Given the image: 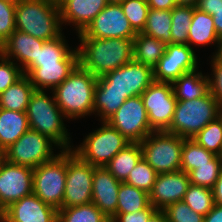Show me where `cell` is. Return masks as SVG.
I'll return each mask as SVG.
<instances>
[{
    "mask_svg": "<svg viewBox=\"0 0 222 222\" xmlns=\"http://www.w3.org/2000/svg\"><path fill=\"white\" fill-rule=\"evenodd\" d=\"M58 145L45 135L29 129L15 143L5 149V160L16 165L36 168L42 163L53 160L54 147Z\"/></svg>",
    "mask_w": 222,
    "mask_h": 222,
    "instance_id": "10",
    "label": "cell"
},
{
    "mask_svg": "<svg viewBox=\"0 0 222 222\" xmlns=\"http://www.w3.org/2000/svg\"><path fill=\"white\" fill-rule=\"evenodd\" d=\"M158 173L142 157L136 166L130 171L125 183L150 193L156 181Z\"/></svg>",
    "mask_w": 222,
    "mask_h": 222,
    "instance_id": "39",
    "label": "cell"
},
{
    "mask_svg": "<svg viewBox=\"0 0 222 222\" xmlns=\"http://www.w3.org/2000/svg\"><path fill=\"white\" fill-rule=\"evenodd\" d=\"M79 39V64L97 78L133 60V39Z\"/></svg>",
    "mask_w": 222,
    "mask_h": 222,
    "instance_id": "1",
    "label": "cell"
},
{
    "mask_svg": "<svg viewBox=\"0 0 222 222\" xmlns=\"http://www.w3.org/2000/svg\"><path fill=\"white\" fill-rule=\"evenodd\" d=\"M191 139L207 151L222 156V114L209 122Z\"/></svg>",
    "mask_w": 222,
    "mask_h": 222,
    "instance_id": "35",
    "label": "cell"
},
{
    "mask_svg": "<svg viewBox=\"0 0 222 222\" xmlns=\"http://www.w3.org/2000/svg\"><path fill=\"white\" fill-rule=\"evenodd\" d=\"M23 75L20 65L0 53V94Z\"/></svg>",
    "mask_w": 222,
    "mask_h": 222,
    "instance_id": "43",
    "label": "cell"
},
{
    "mask_svg": "<svg viewBox=\"0 0 222 222\" xmlns=\"http://www.w3.org/2000/svg\"><path fill=\"white\" fill-rule=\"evenodd\" d=\"M218 37L222 40V4L214 11L212 16Z\"/></svg>",
    "mask_w": 222,
    "mask_h": 222,
    "instance_id": "49",
    "label": "cell"
},
{
    "mask_svg": "<svg viewBox=\"0 0 222 222\" xmlns=\"http://www.w3.org/2000/svg\"><path fill=\"white\" fill-rule=\"evenodd\" d=\"M79 62H57V64H35L27 75L35 90H53L75 69Z\"/></svg>",
    "mask_w": 222,
    "mask_h": 222,
    "instance_id": "22",
    "label": "cell"
},
{
    "mask_svg": "<svg viewBox=\"0 0 222 222\" xmlns=\"http://www.w3.org/2000/svg\"><path fill=\"white\" fill-rule=\"evenodd\" d=\"M163 212L168 222H204V216L192 210L183 200L168 205Z\"/></svg>",
    "mask_w": 222,
    "mask_h": 222,
    "instance_id": "41",
    "label": "cell"
},
{
    "mask_svg": "<svg viewBox=\"0 0 222 222\" xmlns=\"http://www.w3.org/2000/svg\"><path fill=\"white\" fill-rule=\"evenodd\" d=\"M148 222H168L163 210H157L148 220Z\"/></svg>",
    "mask_w": 222,
    "mask_h": 222,
    "instance_id": "51",
    "label": "cell"
},
{
    "mask_svg": "<svg viewBox=\"0 0 222 222\" xmlns=\"http://www.w3.org/2000/svg\"><path fill=\"white\" fill-rule=\"evenodd\" d=\"M49 1L53 2V3H56L58 5H60L63 2V0H49Z\"/></svg>",
    "mask_w": 222,
    "mask_h": 222,
    "instance_id": "56",
    "label": "cell"
},
{
    "mask_svg": "<svg viewBox=\"0 0 222 222\" xmlns=\"http://www.w3.org/2000/svg\"><path fill=\"white\" fill-rule=\"evenodd\" d=\"M198 56L185 44H168L162 58L153 68L156 82L172 83L181 75L197 70Z\"/></svg>",
    "mask_w": 222,
    "mask_h": 222,
    "instance_id": "15",
    "label": "cell"
},
{
    "mask_svg": "<svg viewBox=\"0 0 222 222\" xmlns=\"http://www.w3.org/2000/svg\"><path fill=\"white\" fill-rule=\"evenodd\" d=\"M157 209L150 204L145 209L133 213H116L110 222H148Z\"/></svg>",
    "mask_w": 222,
    "mask_h": 222,
    "instance_id": "45",
    "label": "cell"
},
{
    "mask_svg": "<svg viewBox=\"0 0 222 222\" xmlns=\"http://www.w3.org/2000/svg\"><path fill=\"white\" fill-rule=\"evenodd\" d=\"M107 4V0H63L59 5L61 23L75 26L76 33L79 34Z\"/></svg>",
    "mask_w": 222,
    "mask_h": 222,
    "instance_id": "21",
    "label": "cell"
},
{
    "mask_svg": "<svg viewBox=\"0 0 222 222\" xmlns=\"http://www.w3.org/2000/svg\"><path fill=\"white\" fill-rule=\"evenodd\" d=\"M149 193L125 182H121L118 192L116 213H133L150 205Z\"/></svg>",
    "mask_w": 222,
    "mask_h": 222,
    "instance_id": "31",
    "label": "cell"
},
{
    "mask_svg": "<svg viewBox=\"0 0 222 222\" xmlns=\"http://www.w3.org/2000/svg\"><path fill=\"white\" fill-rule=\"evenodd\" d=\"M1 222H58V210L35 194L11 203L0 213Z\"/></svg>",
    "mask_w": 222,
    "mask_h": 222,
    "instance_id": "17",
    "label": "cell"
},
{
    "mask_svg": "<svg viewBox=\"0 0 222 222\" xmlns=\"http://www.w3.org/2000/svg\"><path fill=\"white\" fill-rule=\"evenodd\" d=\"M183 140L166 131L151 132L140 142L142 157L158 174L181 170Z\"/></svg>",
    "mask_w": 222,
    "mask_h": 222,
    "instance_id": "7",
    "label": "cell"
},
{
    "mask_svg": "<svg viewBox=\"0 0 222 222\" xmlns=\"http://www.w3.org/2000/svg\"><path fill=\"white\" fill-rule=\"evenodd\" d=\"M177 5L196 7L198 0H176Z\"/></svg>",
    "mask_w": 222,
    "mask_h": 222,
    "instance_id": "52",
    "label": "cell"
},
{
    "mask_svg": "<svg viewBox=\"0 0 222 222\" xmlns=\"http://www.w3.org/2000/svg\"><path fill=\"white\" fill-rule=\"evenodd\" d=\"M147 4L158 10H172L177 5L176 0H147Z\"/></svg>",
    "mask_w": 222,
    "mask_h": 222,
    "instance_id": "47",
    "label": "cell"
},
{
    "mask_svg": "<svg viewBox=\"0 0 222 222\" xmlns=\"http://www.w3.org/2000/svg\"><path fill=\"white\" fill-rule=\"evenodd\" d=\"M35 88L27 75H23L14 84L0 94V108L26 112Z\"/></svg>",
    "mask_w": 222,
    "mask_h": 222,
    "instance_id": "27",
    "label": "cell"
},
{
    "mask_svg": "<svg viewBox=\"0 0 222 222\" xmlns=\"http://www.w3.org/2000/svg\"><path fill=\"white\" fill-rule=\"evenodd\" d=\"M188 33V46L190 48L194 49L193 45L205 46L209 44L212 45L213 43V45L217 44L216 47L218 48L213 55L222 50V40L216 33L212 16L199 10L197 7H194L191 26Z\"/></svg>",
    "mask_w": 222,
    "mask_h": 222,
    "instance_id": "23",
    "label": "cell"
},
{
    "mask_svg": "<svg viewBox=\"0 0 222 222\" xmlns=\"http://www.w3.org/2000/svg\"><path fill=\"white\" fill-rule=\"evenodd\" d=\"M106 122L117 129L130 143H140L153 132L141 96L127 98Z\"/></svg>",
    "mask_w": 222,
    "mask_h": 222,
    "instance_id": "11",
    "label": "cell"
},
{
    "mask_svg": "<svg viewBox=\"0 0 222 222\" xmlns=\"http://www.w3.org/2000/svg\"><path fill=\"white\" fill-rule=\"evenodd\" d=\"M67 172V150L33 170V194L45 204L61 209Z\"/></svg>",
    "mask_w": 222,
    "mask_h": 222,
    "instance_id": "8",
    "label": "cell"
},
{
    "mask_svg": "<svg viewBox=\"0 0 222 222\" xmlns=\"http://www.w3.org/2000/svg\"><path fill=\"white\" fill-rule=\"evenodd\" d=\"M222 4V0H198L197 8L203 12L214 15V11Z\"/></svg>",
    "mask_w": 222,
    "mask_h": 222,
    "instance_id": "46",
    "label": "cell"
},
{
    "mask_svg": "<svg viewBox=\"0 0 222 222\" xmlns=\"http://www.w3.org/2000/svg\"><path fill=\"white\" fill-rule=\"evenodd\" d=\"M194 7L176 5L172 10V44L188 45V35L193 17Z\"/></svg>",
    "mask_w": 222,
    "mask_h": 222,
    "instance_id": "33",
    "label": "cell"
},
{
    "mask_svg": "<svg viewBox=\"0 0 222 222\" xmlns=\"http://www.w3.org/2000/svg\"><path fill=\"white\" fill-rule=\"evenodd\" d=\"M120 5L133 30L143 32L150 9L147 0H124Z\"/></svg>",
    "mask_w": 222,
    "mask_h": 222,
    "instance_id": "40",
    "label": "cell"
},
{
    "mask_svg": "<svg viewBox=\"0 0 222 222\" xmlns=\"http://www.w3.org/2000/svg\"><path fill=\"white\" fill-rule=\"evenodd\" d=\"M142 158L140 143H128L104 167L120 182H125L130 171Z\"/></svg>",
    "mask_w": 222,
    "mask_h": 222,
    "instance_id": "28",
    "label": "cell"
},
{
    "mask_svg": "<svg viewBox=\"0 0 222 222\" xmlns=\"http://www.w3.org/2000/svg\"><path fill=\"white\" fill-rule=\"evenodd\" d=\"M198 69L185 73L171 83L177 101L203 97L208 91V75Z\"/></svg>",
    "mask_w": 222,
    "mask_h": 222,
    "instance_id": "25",
    "label": "cell"
},
{
    "mask_svg": "<svg viewBox=\"0 0 222 222\" xmlns=\"http://www.w3.org/2000/svg\"><path fill=\"white\" fill-rule=\"evenodd\" d=\"M222 114V105L209 93L193 100L177 101L171 125L166 131L191 139Z\"/></svg>",
    "mask_w": 222,
    "mask_h": 222,
    "instance_id": "5",
    "label": "cell"
},
{
    "mask_svg": "<svg viewBox=\"0 0 222 222\" xmlns=\"http://www.w3.org/2000/svg\"><path fill=\"white\" fill-rule=\"evenodd\" d=\"M189 184V174L182 170L158 174L149 193L150 203L157 210H164L168 205L183 200Z\"/></svg>",
    "mask_w": 222,
    "mask_h": 222,
    "instance_id": "18",
    "label": "cell"
},
{
    "mask_svg": "<svg viewBox=\"0 0 222 222\" xmlns=\"http://www.w3.org/2000/svg\"><path fill=\"white\" fill-rule=\"evenodd\" d=\"M16 30L44 41L62 34L60 7L49 0H23L16 4Z\"/></svg>",
    "mask_w": 222,
    "mask_h": 222,
    "instance_id": "4",
    "label": "cell"
},
{
    "mask_svg": "<svg viewBox=\"0 0 222 222\" xmlns=\"http://www.w3.org/2000/svg\"><path fill=\"white\" fill-rule=\"evenodd\" d=\"M153 68L132 60L97 78V85L105 92H116L126 98L140 96L154 82Z\"/></svg>",
    "mask_w": 222,
    "mask_h": 222,
    "instance_id": "9",
    "label": "cell"
},
{
    "mask_svg": "<svg viewBox=\"0 0 222 222\" xmlns=\"http://www.w3.org/2000/svg\"><path fill=\"white\" fill-rule=\"evenodd\" d=\"M44 42L42 39L15 30L0 47V53L12 61L16 59V64L22 66L21 69L25 74L35 66V59Z\"/></svg>",
    "mask_w": 222,
    "mask_h": 222,
    "instance_id": "19",
    "label": "cell"
},
{
    "mask_svg": "<svg viewBox=\"0 0 222 222\" xmlns=\"http://www.w3.org/2000/svg\"><path fill=\"white\" fill-rule=\"evenodd\" d=\"M15 10L16 4L0 0V47L16 30Z\"/></svg>",
    "mask_w": 222,
    "mask_h": 222,
    "instance_id": "42",
    "label": "cell"
},
{
    "mask_svg": "<svg viewBox=\"0 0 222 222\" xmlns=\"http://www.w3.org/2000/svg\"><path fill=\"white\" fill-rule=\"evenodd\" d=\"M222 171V156L216 155L207 164L198 166L189 174L190 183L213 189Z\"/></svg>",
    "mask_w": 222,
    "mask_h": 222,
    "instance_id": "36",
    "label": "cell"
},
{
    "mask_svg": "<svg viewBox=\"0 0 222 222\" xmlns=\"http://www.w3.org/2000/svg\"><path fill=\"white\" fill-rule=\"evenodd\" d=\"M212 190L214 196V204L222 206V171Z\"/></svg>",
    "mask_w": 222,
    "mask_h": 222,
    "instance_id": "50",
    "label": "cell"
},
{
    "mask_svg": "<svg viewBox=\"0 0 222 222\" xmlns=\"http://www.w3.org/2000/svg\"><path fill=\"white\" fill-rule=\"evenodd\" d=\"M136 35L120 3H108L87 28L78 34V38L134 39Z\"/></svg>",
    "mask_w": 222,
    "mask_h": 222,
    "instance_id": "14",
    "label": "cell"
},
{
    "mask_svg": "<svg viewBox=\"0 0 222 222\" xmlns=\"http://www.w3.org/2000/svg\"><path fill=\"white\" fill-rule=\"evenodd\" d=\"M171 28V10H158L150 8L142 33L152 36L160 40L165 45H168L172 44Z\"/></svg>",
    "mask_w": 222,
    "mask_h": 222,
    "instance_id": "30",
    "label": "cell"
},
{
    "mask_svg": "<svg viewBox=\"0 0 222 222\" xmlns=\"http://www.w3.org/2000/svg\"><path fill=\"white\" fill-rule=\"evenodd\" d=\"M165 49L166 45L160 40L142 32L137 33L133 39V60L154 68Z\"/></svg>",
    "mask_w": 222,
    "mask_h": 222,
    "instance_id": "29",
    "label": "cell"
},
{
    "mask_svg": "<svg viewBox=\"0 0 222 222\" xmlns=\"http://www.w3.org/2000/svg\"><path fill=\"white\" fill-rule=\"evenodd\" d=\"M140 96L148 113L151 130L167 131L177 103L171 83L154 81Z\"/></svg>",
    "mask_w": 222,
    "mask_h": 222,
    "instance_id": "13",
    "label": "cell"
},
{
    "mask_svg": "<svg viewBox=\"0 0 222 222\" xmlns=\"http://www.w3.org/2000/svg\"><path fill=\"white\" fill-rule=\"evenodd\" d=\"M126 99L125 95L121 93L105 92L96 85L94 95V114L99 115L102 122L106 121L119 109Z\"/></svg>",
    "mask_w": 222,
    "mask_h": 222,
    "instance_id": "38",
    "label": "cell"
},
{
    "mask_svg": "<svg viewBox=\"0 0 222 222\" xmlns=\"http://www.w3.org/2000/svg\"><path fill=\"white\" fill-rule=\"evenodd\" d=\"M4 161H5V150L0 147V167Z\"/></svg>",
    "mask_w": 222,
    "mask_h": 222,
    "instance_id": "53",
    "label": "cell"
},
{
    "mask_svg": "<svg viewBox=\"0 0 222 222\" xmlns=\"http://www.w3.org/2000/svg\"><path fill=\"white\" fill-rule=\"evenodd\" d=\"M34 168L4 161L0 167V213L33 193Z\"/></svg>",
    "mask_w": 222,
    "mask_h": 222,
    "instance_id": "16",
    "label": "cell"
},
{
    "mask_svg": "<svg viewBox=\"0 0 222 222\" xmlns=\"http://www.w3.org/2000/svg\"><path fill=\"white\" fill-rule=\"evenodd\" d=\"M183 201L196 213L206 216L214 206L213 190L190 183Z\"/></svg>",
    "mask_w": 222,
    "mask_h": 222,
    "instance_id": "37",
    "label": "cell"
},
{
    "mask_svg": "<svg viewBox=\"0 0 222 222\" xmlns=\"http://www.w3.org/2000/svg\"><path fill=\"white\" fill-rule=\"evenodd\" d=\"M204 222H222V206L214 204L212 210L204 216Z\"/></svg>",
    "mask_w": 222,
    "mask_h": 222,
    "instance_id": "48",
    "label": "cell"
},
{
    "mask_svg": "<svg viewBox=\"0 0 222 222\" xmlns=\"http://www.w3.org/2000/svg\"><path fill=\"white\" fill-rule=\"evenodd\" d=\"M44 90H34L27 106L26 114L30 129L53 140L61 150H72L70 132L64 124L62 110L58 107L54 94Z\"/></svg>",
    "mask_w": 222,
    "mask_h": 222,
    "instance_id": "3",
    "label": "cell"
},
{
    "mask_svg": "<svg viewBox=\"0 0 222 222\" xmlns=\"http://www.w3.org/2000/svg\"><path fill=\"white\" fill-rule=\"evenodd\" d=\"M89 133L72 151L84 162L95 167L105 166L120 150L130 143L117 129L106 121Z\"/></svg>",
    "mask_w": 222,
    "mask_h": 222,
    "instance_id": "6",
    "label": "cell"
},
{
    "mask_svg": "<svg viewBox=\"0 0 222 222\" xmlns=\"http://www.w3.org/2000/svg\"><path fill=\"white\" fill-rule=\"evenodd\" d=\"M97 77L78 64L70 75L51 92L67 119H78L94 113Z\"/></svg>",
    "mask_w": 222,
    "mask_h": 222,
    "instance_id": "2",
    "label": "cell"
},
{
    "mask_svg": "<svg viewBox=\"0 0 222 222\" xmlns=\"http://www.w3.org/2000/svg\"><path fill=\"white\" fill-rule=\"evenodd\" d=\"M107 1H108V3H121L124 0H107Z\"/></svg>",
    "mask_w": 222,
    "mask_h": 222,
    "instance_id": "54",
    "label": "cell"
},
{
    "mask_svg": "<svg viewBox=\"0 0 222 222\" xmlns=\"http://www.w3.org/2000/svg\"><path fill=\"white\" fill-rule=\"evenodd\" d=\"M58 222H110L92 202L58 210Z\"/></svg>",
    "mask_w": 222,
    "mask_h": 222,
    "instance_id": "32",
    "label": "cell"
},
{
    "mask_svg": "<svg viewBox=\"0 0 222 222\" xmlns=\"http://www.w3.org/2000/svg\"><path fill=\"white\" fill-rule=\"evenodd\" d=\"M30 129L26 112L0 108V147L7 149Z\"/></svg>",
    "mask_w": 222,
    "mask_h": 222,
    "instance_id": "24",
    "label": "cell"
},
{
    "mask_svg": "<svg viewBox=\"0 0 222 222\" xmlns=\"http://www.w3.org/2000/svg\"><path fill=\"white\" fill-rule=\"evenodd\" d=\"M94 168L95 166L81 160L72 150H67V172L61 208L92 202Z\"/></svg>",
    "mask_w": 222,
    "mask_h": 222,
    "instance_id": "12",
    "label": "cell"
},
{
    "mask_svg": "<svg viewBox=\"0 0 222 222\" xmlns=\"http://www.w3.org/2000/svg\"><path fill=\"white\" fill-rule=\"evenodd\" d=\"M216 155L207 151L204 147L198 145L193 139L183 140L181 155V170L189 173L191 170L207 164Z\"/></svg>",
    "mask_w": 222,
    "mask_h": 222,
    "instance_id": "34",
    "label": "cell"
},
{
    "mask_svg": "<svg viewBox=\"0 0 222 222\" xmlns=\"http://www.w3.org/2000/svg\"><path fill=\"white\" fill-rule=\"evenodd\" d=\"M212 56V74H210L212 76L208 75L209 93L222 105V52H217Z\"/></svg>",
    "mask_w": 222,
    "mask_h": 222,
    "instance_id": "44",
    "label": "cell"
},
{
    "mask_svg": "<svg viewBox=\"0 0 222 222\" xmlns=\"http://www.w3.org/2000/svg\"><path fill=\"white\" fill-rule=\"evenodd\" d=\"M62 33L59 37L45 41L37 54L35 64H57V62H79L78 49L69 47Z\"/></svg>",
    "mask_w": 222,
    "mask_h": 222,
    "instance_id": "26",
    "label": "cell"
},
{
    "mask_svg": "<svg viewBox=\"0 0 222 222\" xmlns=\"http://www.w3.org/2000/svg\"><path fill=\"white\" fill-rule=\"evenodd\" d=\"M120 185L121 182L104 166L94 168L92 203H94L110 220L116 215Z\"/></svg>",
    "mask_w": 222,
    "mask_h": 222,
    "instance_id": "20",
    "label": "cell"
},
{
    "mask_svg": "<svg viewBox=\"0 0 222 222\" xmlns=\"http://www.w3.org/2000/svg\"><path fill=\"white\" fill-rule=\"evenodd\" d=\"M4 1H8V2H10V3L17 4V3H19V2H21V1H23V0H4Z\"/></svg>",
    "mask_w": 222,
    "mask_h": 222,
    "instance_id": "55",
    "label": "cell"
}]
</instances>
